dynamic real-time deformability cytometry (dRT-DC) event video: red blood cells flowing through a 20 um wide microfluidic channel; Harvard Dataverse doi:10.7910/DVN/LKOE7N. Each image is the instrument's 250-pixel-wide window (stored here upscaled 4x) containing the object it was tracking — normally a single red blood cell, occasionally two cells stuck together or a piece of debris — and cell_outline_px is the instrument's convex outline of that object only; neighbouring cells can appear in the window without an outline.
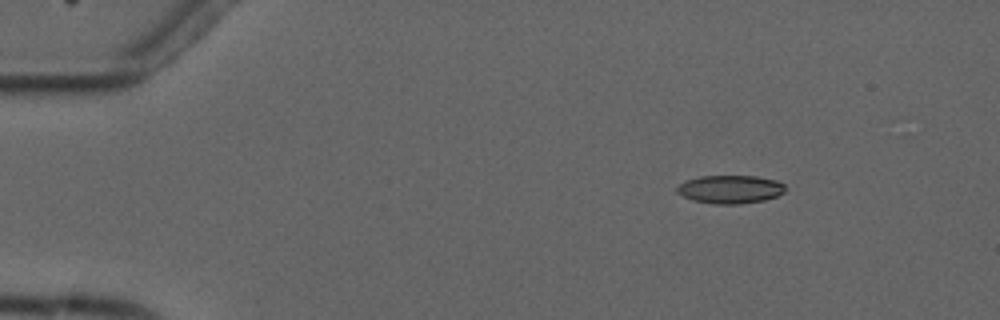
{"species": "common noctule bat (a hibernating species)", "species_latin": "Nyctalus noctula", "temperature_condition": "cold", "stored_images_in_passage": 6, "camera_frame_rate_fps": 3000, "um_per_image_px": 0.085, "animal": {"sex": "male", "forearm_length_mm": 52.5}, "frame": {"image": 1, "passage_image": 3, "time_ms": 2.333, "image_size_px": [1000, 320], "cell_outline_px": [[784, 192], [776, 196], [764, 200], [740, 204], [712, 204], [692, 200], [676, 192], [676, 188], [680, 184], [688, 180], [700, 176], [756, 176], [776, 180], [784, 184]], "centroid_in_image_um": [62.06, 16.09], "position_along_channel_um": 22.9, "area_um2": 17.74}}